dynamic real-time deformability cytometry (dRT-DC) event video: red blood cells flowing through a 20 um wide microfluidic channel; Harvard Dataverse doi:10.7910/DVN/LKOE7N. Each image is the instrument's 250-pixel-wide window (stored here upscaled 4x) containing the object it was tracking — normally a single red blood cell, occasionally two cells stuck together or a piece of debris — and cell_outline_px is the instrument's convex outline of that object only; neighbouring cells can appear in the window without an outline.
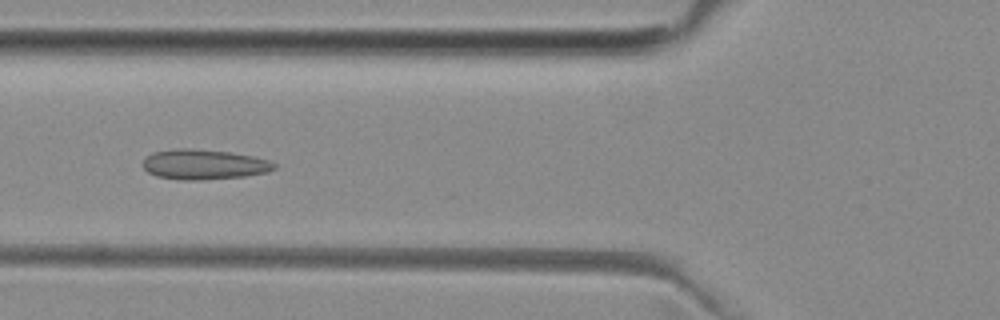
{"species": "common noctule bat (a hibernating species)", "species_latin": "Nyctalus noctula", "temperature_condition": "room temperature", "stored_images_in_passage": 50, "camera_frame_rate_fps": 3000, "um_per_image_px": 0.085, "animal": {"sex": "female", "body_mass_g": 29.2, "forearm_length_mm": 56.3}, "frame": {"image": 1, "passage_image": 18, "time_ms": 5.667, "image_size_px": [1000, 320], "cell_outline_px": [[276, 168], [268, 172], [244, 176], [204, 180], [180, 180], [156, 176], [148, 172], [144, 168], [144, 160], [152, 152], [176, 148], [192, 148], [228, 152], [252, 156], [268, 160], [276, 164]], "centroid_in_image_um": [17.33, 13.98], "position_along_channel_um": 108.5, "area_um2": 23.0}}
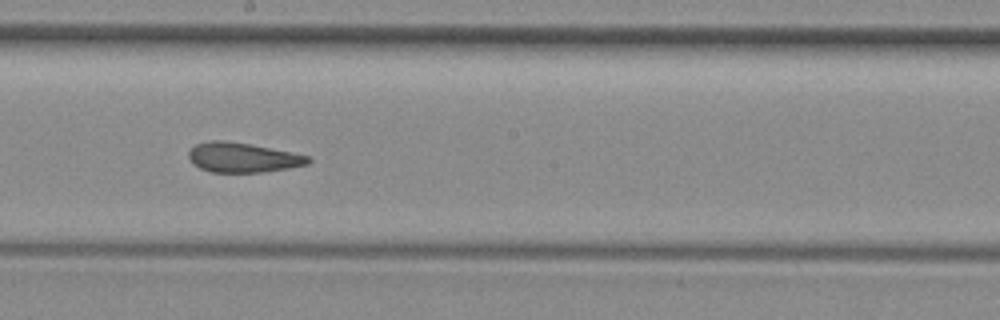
{"frame": {"image": 2, "passage_image": 27, "time_ms": 8.667, "image_size_px": [1000, 320], "cell_outline_px": [[312, 160], [308, 164], [288, 168], [264, 172], [212, 172], [200, 168], [192, 164], [188, 156], [188, 152], [196, 144], [208, 140], [224, 140], [252, 144], [312, 156]], "centroid_in_image_um": [20.65, 13.38], "position_along_channel_um": 227.6, "area_um2": 20.92}}
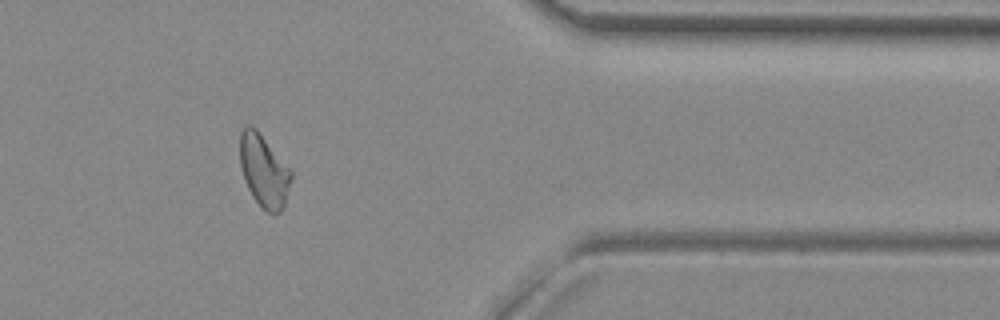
{"frame": {"image": 3, "passage_image": 41, "time_ms": 13.333, "image_size_px": [1000, 320], "cell_outline_px": [[292, 176], [284, 208], [276, 216], [268, 212], [252, 196], [244, 180], [240, 164], [240, 132], [244, 124], [252, 124], [256, 128], [292, 168]], "centroid_in_image_um": [22.45, 14.48], "position_along_channel_um": 389.0, "area_um2": 22.14}, "authors_computed_cell_mechanics": {"area_um2": 21.9062, "velocity_mm_per_s": 3.9678, "shape_relaxation_time_tau1_ms": null, "shape_relaxation_time_tau2_ms": 1.9283, "deformation_change_tau1": null, "deformation_change_tau2": 0.0765}}